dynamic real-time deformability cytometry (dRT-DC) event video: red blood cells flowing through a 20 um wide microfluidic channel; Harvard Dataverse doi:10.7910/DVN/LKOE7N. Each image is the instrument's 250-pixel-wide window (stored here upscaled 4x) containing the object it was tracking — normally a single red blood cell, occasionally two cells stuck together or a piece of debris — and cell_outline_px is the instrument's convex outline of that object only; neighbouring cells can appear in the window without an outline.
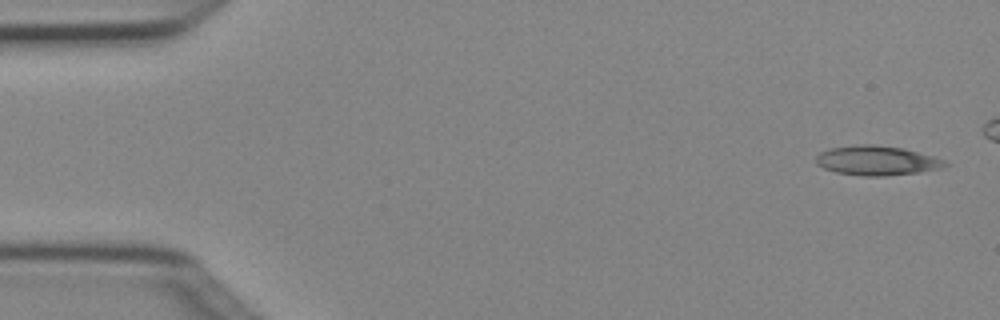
{"species": "Egyptian fruit bat (a non-hibernating species)", "species_latin": "Rousettus aegyptiacus", "temperature_condition": "cold", "stored_images_in_passage": 4, "camera_frame_rate_fps": 3000, "um_per_image_px": 0.085, "animal": {"sex": "female"}, "frame": {"image": 1, "passage_image": 1, "time_ms": 0.0, "image_size_px": [1000, 320], "cell_outline_px": [[952, 164], [940, 168], [920, 172], [884, 176], [864, 176], [836, 172], [824, 168], [816, 164], [816, 156], [820, 152], [832, 148], [856, 144], [872, 144], [904, 148], [932, 156], [944, 160]], "centroid_in_image_um": [74.54, 13.64], "position_along_channel_um": 10.5, "area_um2": 22.2}}